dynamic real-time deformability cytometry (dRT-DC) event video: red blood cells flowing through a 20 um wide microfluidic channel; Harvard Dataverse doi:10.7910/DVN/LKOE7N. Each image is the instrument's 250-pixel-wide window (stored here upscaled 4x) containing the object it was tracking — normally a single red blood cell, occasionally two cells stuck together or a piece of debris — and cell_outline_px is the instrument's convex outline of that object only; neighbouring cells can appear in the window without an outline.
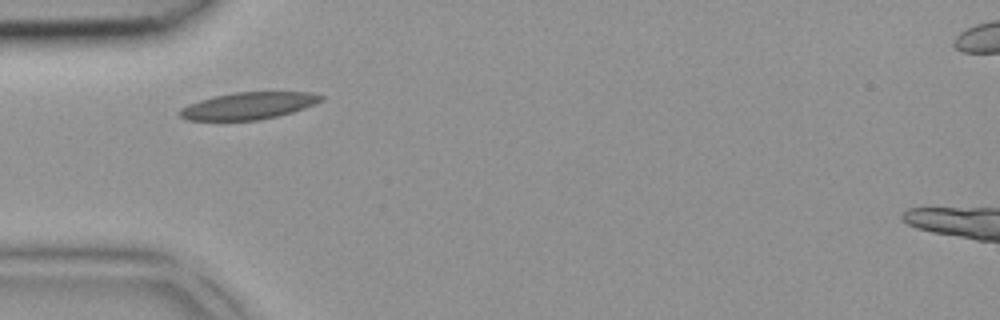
{"species": "common noctule bat (a hibernating species)", "species_latin": "Nyctalus noctula", "temperature_condition": "room temperature", "stored_images_in_passage": 1, "camera_frame_rate_fps": 3000, "um_per_image_px": 0.085, "animal": {"sex": "female", "body_mass_g": 18.4}, "frame": {"image": 1, "passage_image": 1, "time_ms": 0.0, "image_size_px": [1000, 320], "cell_outline_px": [[324, 100], [316, 104], [292, 112], [260, 120], [188, 120], [180, 116], [176, 112], [180, 108], [188, 104], [200, 100], [216, 96], [236, 92], [312, 92], [324, 96]], "centroid_in_image_um": [21.13, 8.99], "position_along_channel_um": 63.9, "area_um2": 22.25}}